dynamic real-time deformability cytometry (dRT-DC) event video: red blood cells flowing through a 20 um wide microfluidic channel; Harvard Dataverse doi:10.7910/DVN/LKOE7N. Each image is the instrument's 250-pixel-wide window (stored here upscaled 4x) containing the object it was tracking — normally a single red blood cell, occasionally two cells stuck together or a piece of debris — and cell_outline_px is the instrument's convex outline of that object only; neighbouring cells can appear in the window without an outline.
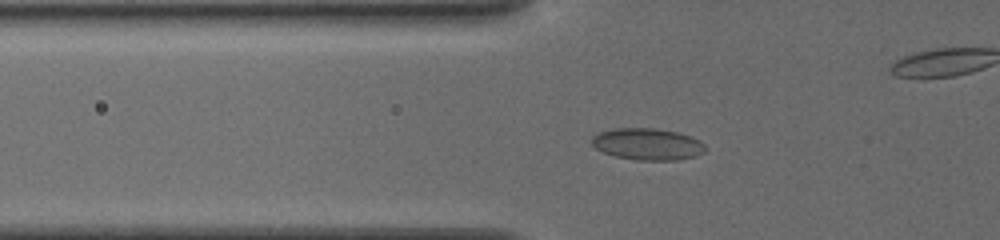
{"species": "common noctule bat (a hibernating species)", "species_latin": "Nyctalus noctula", "temperature_condition": "cold", "stored_images_in_passage": 52, "camera_frame_rate_fps": 3000, "um_per_image_px": 0.085, "animal": {"sex": "female", "body_mass_g": 19.5, "forearm_length_mm": 54.1}, "frame": {"image": 1, "passage_image": 17, "time_ms": 5.333, "image_size_px": [1000, 240], "cell_outline_px": [[704, 152], [696, 156], [676, 160], [636, 160], [616, 156], [604, 152], [596, 148], [592, 144], [592, 136], [600, 132], [616, 128], [656, 128], [676, 132], [700, 140], [704, 144]], "centroid_in_image_um": [55.03, 12.25], "position_along_channel_um": 70.8, "area_um2": 20.81}}
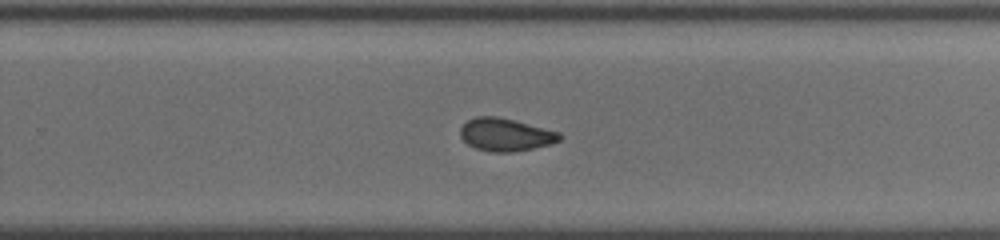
{"frame": {"image": 2, "passage_image": 34, "time_ms": 11.0, "image_size_px": [1000, 240], "cell_outline_px": [[560, 140], [552, 144], [512, 152], [492, 152], [476, 148], [468, 144], [460, 136], [460, 128], [468, 120], [476, 116], [496, 116], [516, 120], [560, 132]], "centroid_in_image_um": [42.97, 11.44], "position_along_channel_um": 286.8, "area_um2": 18.96}}
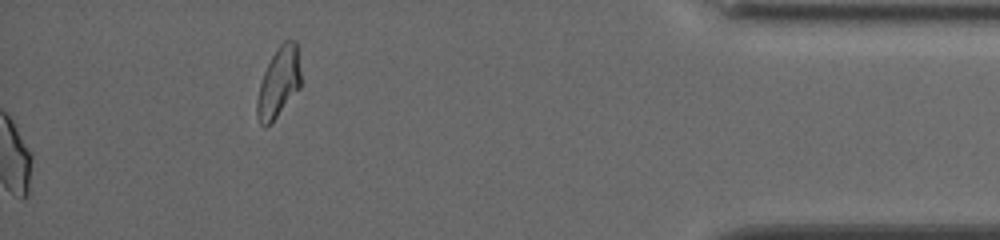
{"frame": {"image": 3, "passage_image": 52, "time_ms": 17.0, "image_size_px": [1000, 240], "cell_outline_px": [[300, 88], [272, 124], [264, 128], [260, 124], [256, 116], [256, 100], [260, 84], [264, 72], [276, 48], [284, 40], [296, 40], [300, 72]], "centroid_in_image_um": [23.67, 7.06], "position_along_channel_um": 411.5, "area_um2": 18.09}, "authors_computed_cell_mechanics": {"area_um2": 19.5075, "velocity_mm_per_s": 3.8706, "shape_relaxation_time_tau1_ms": null, "shape_relaxation_time_tau2_ms": 1.4786, "deformation_change_tau1": null, "deformation_change_tau2": 0.0567}}